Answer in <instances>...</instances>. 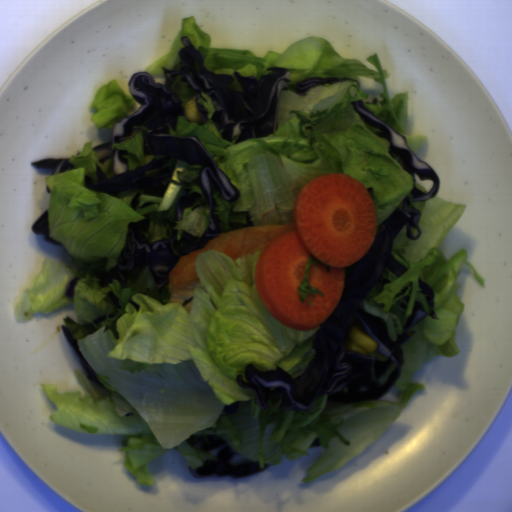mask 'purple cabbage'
Wrapping results in <instances>:
<instances>
[{"label":"purple cabbage","mask_w":512,"mask_h":512,"mask_svg":"<svg viewBox=\"0 0 512 512\" xmlns=\"http://www.w3.org/2000/svg\"><path fill=\"white\" fill-rule=\"evenodd\" d=\"M180 43L179 62L173 68L162 66L164 83H156L154 76L145 71L137 72L128 82L129 91L139 108L128 117L117 121L111 128L108 142L95 145L99 163L103 166L112 160L113 176L108 177L103 168L95 163L96 177L85 174L87 189L107 193L119 198L122 191L138 189L131 199L130 206L137 211L140 195L164 196L168 186L161 177H150L148 173L155 168L165 166L170 159H176L191 165H201L197 185L201 191L185 194L175 205V218L169 219L160 213L145 212V218L128 223L125 244L117 257L115 266L106 271L104 266L96 267L94 276L99 278V287H106L112 280L119 282L121 288L131 287L142 270L147 267L157 289L169 284L170 274L180 259L193 251L205 248L213 239L223 234L219 206L214 198V185L225 202H236L239 191L231 179L216 165L206 147L197 136H176L170 129L177 131L178 117L185 116V108L173 84L179 76L181 82L188 83L194 91V102L202 123L207 124L208 112L199 102L201 94L209 96L216 109L211 121L221 137L239 144L250 138L264 137L275 133L279 126L281 94L286 90L292 75L284 67H271L269 74L259 78L243 76L239 70L233 75L240 84V91L230 89L233 76L217 74L204 65L205 56L196 49L188 36ZM139 131L145 135L144 154L167 155L153 160L135 171H129L128 160L122 156L126 151H113L114 144H124L126 139L134 137ZM208 205L210 224L203 237L196 238L183 233L177 241L173 227L180 220L183 209H195ZM168 226L166 239L150 242L146 237L150 222Z\"/></svg>","instance_id":"purple-cabbage-1"},{"label":"purple cabbage","mask_w":512,"mask_h":512,"mask_svg":"<svg viewBox=\"0 0 512 512\" xmlns=\"http://www.w3.org/2000/svg\"><path fill=\"white\" fill-rule=\"evenodd\" d=\"M420 216L421 211L406 197L402 207L394 209L376 228L373 245L365 256L345 267L341 297L335 310L320 324L311 345L314 353L301 375L293 377L278 365L261 370L250 363L243 373L236 375L239 387L255 393L261 410L269 409V401L275 405L280 399L281 407L291 412H305L321 394H327L328 402L352 404L378 400L389 392L402 374L405 361L402 347L414 336L413 327L427 316L433 320L438 318L434 292L418 278L417 285L426 299L429 313L415 301L395 341L389 336L385 320L365 312L363 305L377 282L383 286L391 282L383 275L385 268L398 278L408 270L394 258L393 243L404 228L407 239H419ZM410 227L418 230V236L412 237ZM351 326L373 338L378 343L377 349L388 360L347 351ZM392 364L397 365L396 370L386 383L379 384V378Z\"/></svg>","instance_id":"purple-cabbage-2"},{"label":"purple cabbage","mask_w":512,"mask_h":512,"mask_svg":"<svg viewBox=\"0 0 512 512\" xmlns=\"http://www.w3.org/2000/svg\"><path fill=\"white\" fill-rule=\"evenodd\" d=\"M350 104L366 123L380 130H376V135L388 141L387 152L403 171H408L412 176L414 187L409 191L413 197L412 202L419 203L434 197L438 192L440 179L427 163L414 154L405 136L368 110L362 100Z\"/></svg>","instance_id":"purple-cabbage-3"},{"label":"purple cabbage","mask_w":512,"mask_h":512,"mask_svg":"<svg viewBox=\"0 0 512 512\" xmlns=\"http://www.w3.org/2000/svg\"><path fill=\"white\" fill-rule=\"evenodd\" d=\"M186 443L215 457V460L204 461L198 469L188 466L189 472L196 479L205 477L240 479L267 470L271 466L265 463L261 468L258 461L239 455L227 441L215 434H192Z\"/></svg>","instance_id":"purple-cabbage-4"},{"label":"purple cabbage","mask_w":512,"mask_h":512,"mask_svg":"<svg viewBox=\"0 0 512 512\" xmlns=\"http://www.w3.org/2000/svg\"><path fill=\"white\" fill-rule=\"evenodd\" d=\"M335 82H355L359 84L357 80L349 79V78H340V77H312L307 78L305 80H299L295 82L294 88L296 94L299 96H304L308 93L311 88L324 86V85H332ZM360 85V84H359Z\"/></svg>","instance_id":"purple-cabbage-5"},{"label":"purple cabbage","mask_w":512,"mask_h":512,"mask_svg":"<svg viewBox=\"0 0 512 512\" xmlns=\"http://www.w3.org/2000/svg\"><path fill=\"white\" fill-rule=\"evenodd\" d=\"M62 329H63V333H64V336L65 338L67 339V341L69 342L70 346L72 347V349L74 350L77 358L79 359L83 369H84V372H85V375L87 377V379L90 381V382H94L96 383L99 387H101L102 389L104 390H107L109 391L102 383L101 381L97 378L92 366L89 364V362L87 361V359L85 358V356L82 354L81 350H80V347H79V343L78 341L74 340L70 330L67 328V326H61ZM110 392V391H109Z\"/></svg>","instance_id":"purple-cabbage-6"},{"label":"purple cabbage","mask_w":512,"mask_h":512,"mask_svg":"<svg viewBox=\"0 0 512 512\" xmlns=\"http://www.w3.org/2000/svg\"><path fill=\"white\" fill-rule=\"evenodd\" d=\"M30 165L37 169H51V175L76 169L68 158H45L39 161H32Z\"/></svg>","instance_id":"purple-cabbage-7"},{"label":"purple cabbage","mask_w":512,"mask_h":512,"mask_svg":"<svg viewBox=\"0 0 512 512\" xmlns=\"http://www.w3.org/2000/svg\"><path fill=\"white\" fill-rule=\"evenodd\" d=\"M48 215H49V210L46 209L43 212V214L32 224L33 233L42 234L43 240H45L49 244H52L55 246H61L62 243L51 238L49 235Z\"/></svg>","instance_id":"purple-cabbage-8"},{"label":"purple cabbage","mask_w":512,"mask_h":512,"mask_svg":"<svg viewBox=\"0 0 512 512\" xmlns=\"http://www.w3.org/2000/svg\"><path fill=\"white\" fill-rule=\"evenodd\" d=\"M230 214H231V216H244V223H237V222H233V221L229 222V226H231L230 229L228 230L229 232L239 230L242 228H246V227H255V225L253 223L252 216L250 215L249 212L234 211V209L232 207L230 210Z\"/></svg>","instance_id":"purple-cabbage-9"},{"label":"purple cabbage","mask_w":512,"mask_h":512,"mask_svg":"<svg viewBox=\"0 0 512 512\" xmlns=\"http://www.w3.org/2000/svg\"><path fill=\"white\" fill-rule=\"evenodd\" d=\"M106 301L113 306L112 312H110L109 316H114L117 314L118 310L121 309V305L119 302V298L115 291H109L107 293Z\"/></svg>","instance_id":"purple-cabbage-10"},{"label":"purple cabbage","mask_w":512,"mask_h":512,"mask_svg":"<svg viewBox=\"0 0 512 512\" xmlns=\"http://www.w3.org/2000/svg\"><path fill=\"white\" fill-rule=\"evenodd\" d=\"M78 280H79V278L75 277L68 282V288L65 293V295L68 299H73L74 289H75V286H76Z\"/></svg>","instance_id":"purple-cabbage-11"},{"label":"purple cabbage","mask_w":512,"mask_h":512,"mask_svg":"<svg viewBox=\"0 0 512 512\" xmlns=\"http://www.w3.org/2000/svg\"><path fill=\"white\" fill-rule=\"evenodd\" d=\"M238 407H239L238 402L234 403V404L226 405L224 407L223 412H226V413L236 412L238 410Z\"/></svg>","instance_id":"purple-cabbage-12"},{"label":"purple cabbage","mask_w":512,"mask_h":512,"mask_svg":"<svg viewBox=\"0 0 512 512\" xmlns=\"http://www.w3.org/2000/svg\"><path fill=\"white\" fill-rule=\"evenodd\" d=\"M410 296H405L400 301L399 307L403 309L404 311L407 310L408 304H409Z\"/></svg>","instance_id":"purple-cabbage-13"},{"label":"purple cabbage","mask_w":512,"mask_h":512,"mask_svg":"<svg viewBox=\"0 0 512 512\" xmlns=\"http://www.w3.org/2000/svg\"><path fill=\"white\" fill-rule=\"evenodd\" d=\"M321 445H322V443H321V440H320V438H319V436H318V437H316V438L313 440V442H312V444H311V446H310V447H311V448H313V447H321Z\"/></svg>","instance_id":"purple-cabbage-14"},{"label":"purple cabbage","mask_w":512,"mask_h":512,"mask_svg":"<svg viewBox=\"0 0 512 512\" xmlns=\"http://www.w3.org/2000/svg\"><path fill=\"white\" fill-rule=\"evenodd\" d=\"M366 190L369 192V194H370V196H371L372 200L374 201V199H375L374 187H371V186H370V187H367V189H366Z\"/></svg>","instance_id":"purple-cabbage-15"},{"label":"purple cabbage","mask_w":512,"mask_h":512,"mask_svg":"<svg viewBox=\"0 0 512 512\" xmlns=\"http://www.w3.org/2000/svg\"><path fill=\"white\" fill-rule=\"evenodd\" d=\"M106 320H107V318H106V315H105V316H102V317H100V318H97V319H96V320H94L93 322H94V324L96 325V324H98V323L105 322Z\"/></svg>","instance_id":"purple-cabbage-16"},{"label":"purple cabbage","mask_w":512,"mask_h":512,"mask_svg":"<svg viewBox=\"0 0 512 512\" xmlns=\"http://www.w3.org/2000/svg\"><path fill=\"white\" fill-rule=\"evenodd\" d=\"M193 300H194V295H192V296L188 297L187 299H185L184 303H183V304H181V307H185V305H186L187 303H189L190 301H193Z\"/></svg>","instance_id":"purple-cabbage-17"},{"label":"purple cabbage","mask_w":512,"mask_h":512,"mask_svg":"<svg viewBox=\"0 0 512 512\" xmlns=\"http://www.w3.org/2000/svg\"><path fill=\"white\" fill-rule=\"evenodd\" d=\"M412 237L418 236V230L414 227H410Z\"/></svg>","instance_id":"purple-cabbage-18"}]
</instances>
